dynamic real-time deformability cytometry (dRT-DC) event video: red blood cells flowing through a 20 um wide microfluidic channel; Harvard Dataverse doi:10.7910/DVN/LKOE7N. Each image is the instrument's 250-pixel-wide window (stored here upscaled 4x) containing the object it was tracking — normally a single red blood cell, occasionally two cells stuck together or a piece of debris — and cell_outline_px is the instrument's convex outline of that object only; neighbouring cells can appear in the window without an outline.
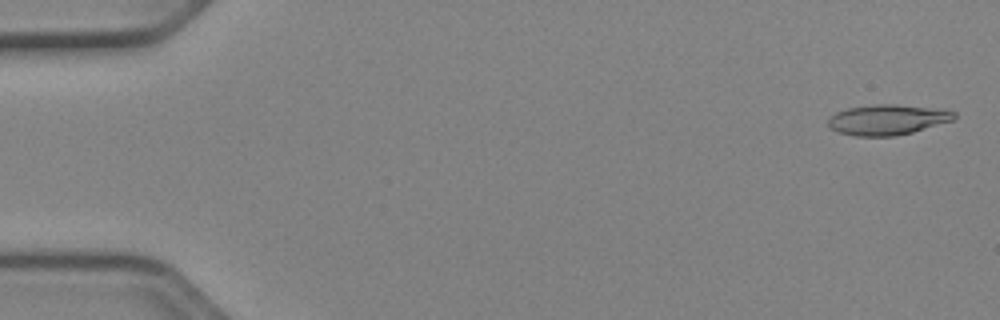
{"species": "Egyptian fruit bat (a non-hibernating species)", "species_latin": "Rousettus aegyptiacus", "temperature_condition": "cold", "stored_images_in_passage": 52, "camera_frame_rate_fps": 3000, "um_per_image_px": 0.085, "animal": {"sex": "female"}, "frame": {"image": 1, "passage_image": 2, "time_ms": 0.333, "image_size_px": [1000, 320], "cell_outline_px": [[956, 116], [952, 120], [912, 132], [896, 136], [856, 136], [836, 132], [828, 124], [828, 120], [836, 112], [848, 108], [872, 104], [896, 104], [928, 108], [956, 112]], "centroid_in_image_um": [75.38, 10.18], "position_along_channel_um": 9.6, "area_um2": 21.96}}
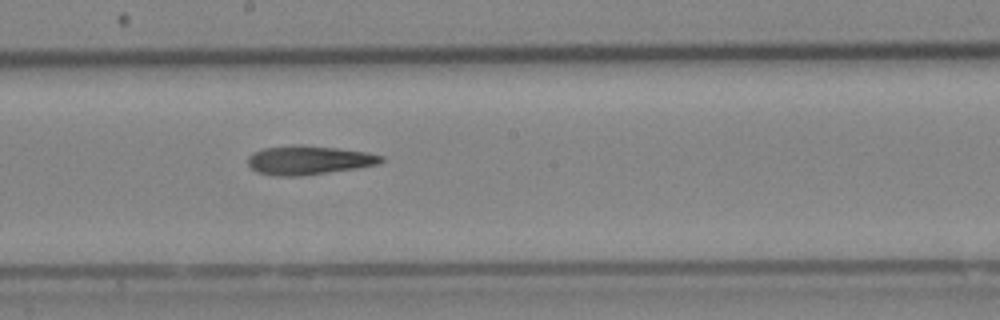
{"frame": {"image": 2, "passage_image": 29, "time_ms": 9.333, "image_size_px": [1000, 320], "cell_outline_px": [[384, 160], [380, 164], [356, 168], [304, 176], [272, 176], [256, 172], [248, 164], [248, 156], [252, 152], [264, 148], [296, 144], [304, 144], [368, 152], [384, 156]], "centroid_in_image_um": [26.24, 13.61], "position_along_channel_um": 222.0, "area_um2": 22.83}}
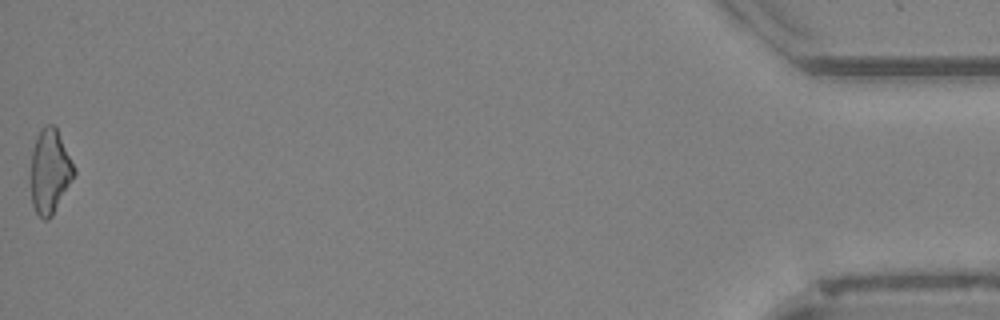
{"frame": {"image": 3, "passage_image": 52, "time_ms": 17.0, "image_size_px": [1000, 320], "cell_outline_px": [[76, 172], [72, 180], [52, 216], [48, 220], [44, 220], [36, 212], [32, 204], [32, 152], [36, 136], [40, 128], [44, 124], [52, 124], [56, 128], [76, 168]], "centroid_in_image_um": [4.25, 14.55], "position_along_channel_um": 430.9, "area_um2": 21.04}, "authors_computed_cell_mechanics": {"area_um2": 22.1085, "velocity_mm_per_s": 3.9692, "shape_relaxation_time_tau1_ms": null, "shape_relaxation_time_tau2_ms": 9.3598, "deformation_change_tau1": null, "deformation_change_tau2": 0.26}}